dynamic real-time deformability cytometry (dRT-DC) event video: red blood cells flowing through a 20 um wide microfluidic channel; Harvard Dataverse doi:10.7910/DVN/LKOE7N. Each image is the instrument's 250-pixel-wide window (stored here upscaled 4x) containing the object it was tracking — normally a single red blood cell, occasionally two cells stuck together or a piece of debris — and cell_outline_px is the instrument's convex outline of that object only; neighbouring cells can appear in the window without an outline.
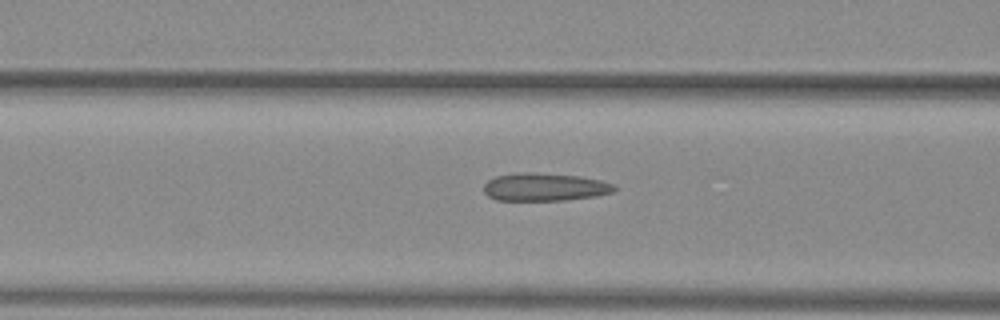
{"species": "common noctule bat (a hibernating species)", "species_latin": "Nyctalus noctula", "temperature_condition": "warm", "stored_images_in_passage": 16, "camera_frame_rate_fps": 3000, "um_per_image_px": 0.085, "animal": {"sex": "female", "body_mass_g": 29.2, "forearm_length_mm": 56.3}, "frame": {"image": 1, "passage_image": 14, "time_ms": 4.333, "image_size_px": [1000, 320], "cell_outline_px": [[616, 188], [612, 192], [596, 196], [564, 200], [496, 200], [488, 196], [484, 192], [484, 184], [488, 180], [496, 176], [520, 172], [532, 172], [580, 176], [600, 180], [616, 184]], "centroid_in_image_um": [46.3, 15.89], "position_along_channel_um": 120.3, "area_um2": 21.27}}